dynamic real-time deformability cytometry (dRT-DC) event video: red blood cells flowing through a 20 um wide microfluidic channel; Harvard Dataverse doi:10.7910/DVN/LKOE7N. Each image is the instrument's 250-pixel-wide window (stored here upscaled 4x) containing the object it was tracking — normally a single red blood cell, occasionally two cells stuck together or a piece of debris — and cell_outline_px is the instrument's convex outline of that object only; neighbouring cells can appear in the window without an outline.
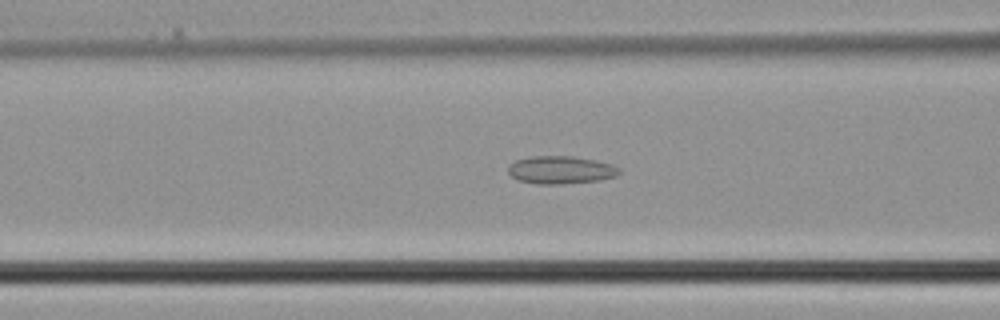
{"species": "common noctule bat (a hibernating species)", "species_latin": "Nyctalus noctula", "temperature_condition": "cold", "stored_images_in_passage": 39, "camera_frame_rate_fps": 3000, "um_per_image_px": 0.085, "animal": {"sex": "male", "body_mass_g": 21.5, "forearm_length_mm": 52.0}, "frame": {"image": 1, "passage_image": 15, "time_ms": 4.667, "image_size_px": [1000, 320], "cell_outline_px": [[620, 172], [616, 176], [600, 180], [560, 184], [536, 184], [520, 180], [512, 176], [508, 172], [508, 164], [516, 160], [532, 156], [572, 156], [596, 160], [612, 164], [620, 168]], "centroid_in_image_um": [47.67, 14.44], "position_along_channel_um": 118.9, "area_um2": 18.03}}
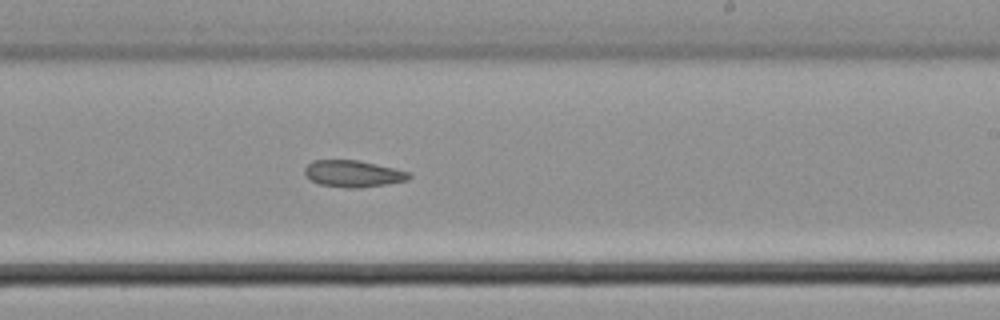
{"frame": {"image": 2, "passage_image": 23, "time_ms": 7.333, "image_size_px": [1000, 320], "cell_outline_px": [[412, 176], [408, 180], [360, 188], [348, 188], [320, 184], [312, 180], [304, 172], [304, 168], [312, 160], [356, 160], [376, 164], [408, 172]], "centroid_in_image_um": [30.0, 14.76], "position_along_channel_um": 259.0, "area_um2": 15.95}}
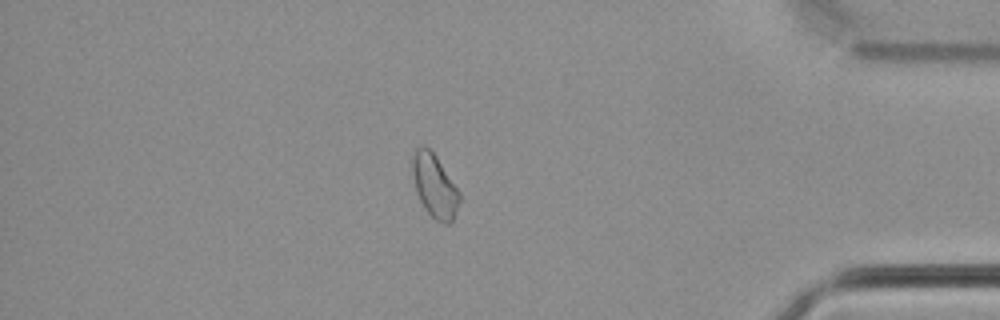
{"frame": {"image": 3, "passage_image": 33, "time_ms": 10.667, "image_size_px": [1000, 320], "cell_outline_px": [[460, 200], [452, 220], [448, 224], [436, 220], [424, 208], [416, 192], [412, 172], [412, 152], [420, 144], [424, 144], [436, 156], [460, 192]], "centroid_in_image_um": [36.91, 15.75], "position_along_channel_um": 398.3, "area_um2": 17.28}}